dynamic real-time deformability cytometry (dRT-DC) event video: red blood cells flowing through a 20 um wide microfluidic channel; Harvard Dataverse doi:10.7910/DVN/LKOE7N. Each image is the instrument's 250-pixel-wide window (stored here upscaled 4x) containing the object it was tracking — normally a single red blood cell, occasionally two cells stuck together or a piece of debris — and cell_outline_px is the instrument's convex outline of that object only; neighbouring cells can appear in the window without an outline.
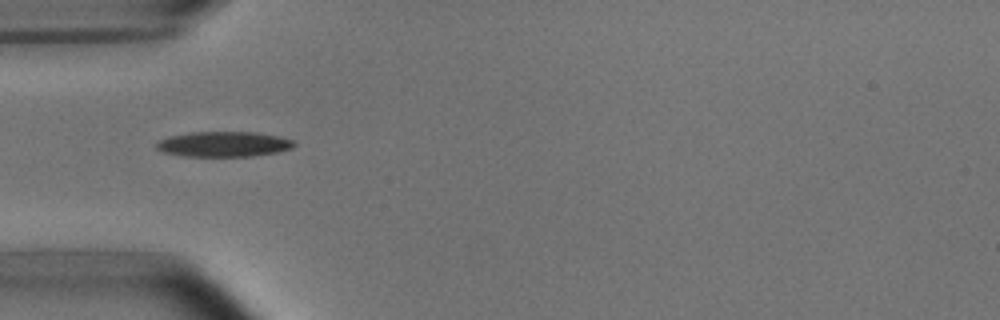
{"species": "common noctule bat (a hibernating species)", "species_latin": "Nyctalus noctula", "temperature_condition": "room temperature", "stored_images_in_passage": 2, "camera_frame_rate_fps": 3000, "um_per_image_px": 0.085, "animal": {"sex": "male", "body_mass_g": 15.6}, "frame": {"image": 1, "passage_image": 2, "time_ms": 1.333, "image_size_px": [1000, 320], "cell_outline_px": [[296, 144], [292, 148], [276, 152], [252, 156], [184, 156], [164, 152], [156, 148], [156, 144], [160, 140], [168, 136], [192, 132], [256, 132], [280, 136], [292, 140]], "centroid_in_image_um": [19.02, 12.24], "position_along_channel_um": 66.0, "area_um2": 20.17}}